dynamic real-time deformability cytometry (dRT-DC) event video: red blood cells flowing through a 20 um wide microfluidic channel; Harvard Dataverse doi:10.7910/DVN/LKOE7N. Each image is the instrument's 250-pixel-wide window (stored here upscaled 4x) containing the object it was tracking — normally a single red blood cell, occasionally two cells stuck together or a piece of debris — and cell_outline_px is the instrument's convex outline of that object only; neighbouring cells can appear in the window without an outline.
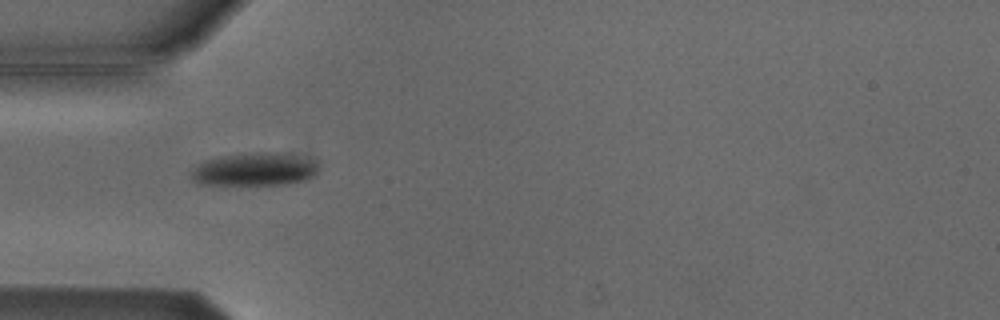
{"species": "Egyptian fruit bat (a non-hibernating species)", "species_latin": "Rousettus aegyptiacus", "temperature_condition": "cold", "stored_images_in_passage": 8, "camera_frame_rate_fps": 3000, "um_per_image_px": 0.085, "animal": {"sex": "male"}, "frame": {"image": 1, "passage_image": 4, "time_ms": 4.333, "image_size_px": [1000, 320], "cell_outline_px": [[316, 172], [308, 180], [288, 184], [196, 184], [188, 176], [204, 160], [220, 156], [260, 152], [276, 152], [316, 160]], "centroid_in_image_um": [21.62, 14.4], "position_along_channel_um": 63.4, "area_um2": 24.33}}
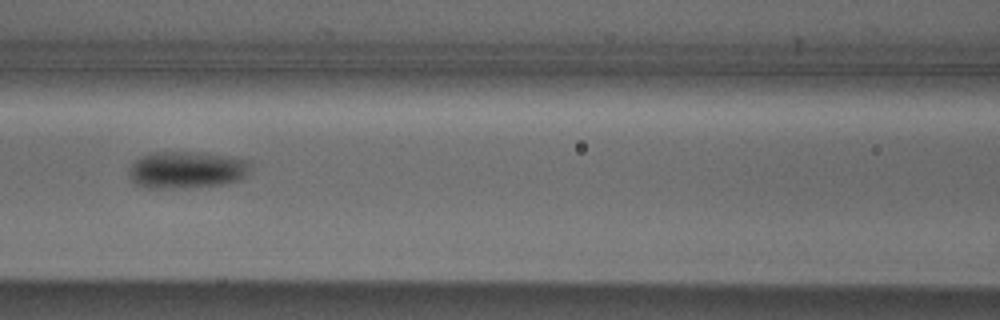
{"frame": {"image": 2, "passage_image": 6, "time_ms": 6.667, "image_size_px": [1000, 320], "cell_outline_px": [[248, 172], [244, 176], [236, 180], [224, 184], [176, 188], [140, 188], [128, 176], [128, 168], [140, 156], [148, 152], [200, 152], [248, 160]], "centroid_in_image_um": [15.76, 14.44], "position_along_channel_um": 150.8, "area_um2": 26.13}}
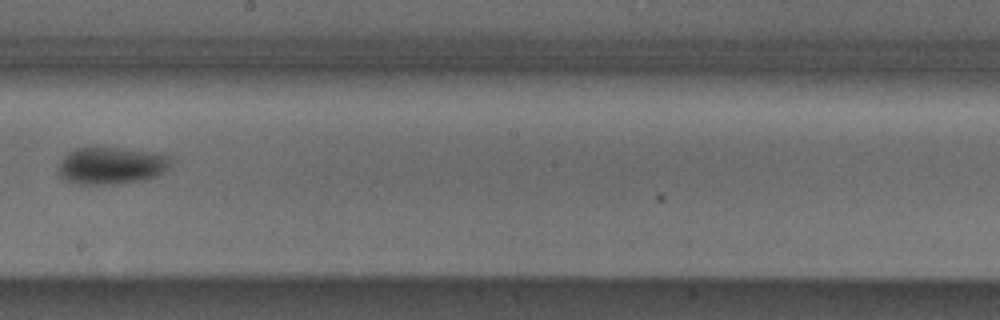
{"frame": {"image": 3, "passage_image": 8, "time_ms": 9.0, "image_size_px": [1000, 320], "cell_outline_px": [[168, 168], [156, 176], [144, 180], [112, 184], [80, 184], [64, 180], [60, 176], [56, 168], [60, 160], [68, 152], [76, 148], [124, 148], [156, 152], [168, 156]], "centroid_in_image_um": [9.4, 14.08], "position_along_channel_um": 238.8, "area_um2": 24.33}}